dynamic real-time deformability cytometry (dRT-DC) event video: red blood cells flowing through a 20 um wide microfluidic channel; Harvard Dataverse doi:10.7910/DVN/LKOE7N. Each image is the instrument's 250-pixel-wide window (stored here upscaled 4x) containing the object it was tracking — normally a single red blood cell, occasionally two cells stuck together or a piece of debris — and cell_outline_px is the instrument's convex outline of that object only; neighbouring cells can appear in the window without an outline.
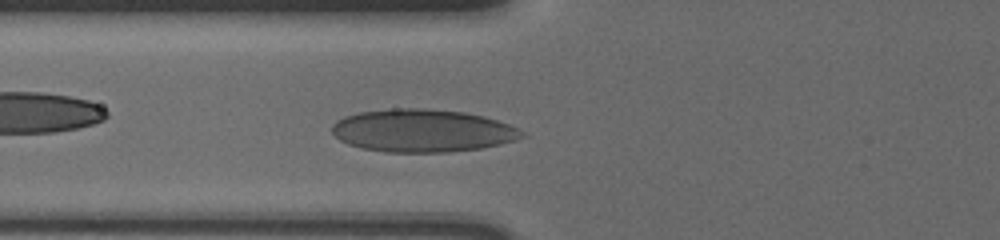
{"species": "human", "species_latin": "Homo sapiens", "temperature_condition": "cold", "stored_images_in_passage": 41, "camera_frame_rate_fps": 3000, "um_per_image_px": 0.085, "donor": {"sex": "male"}, "frame": {"image": 1, "passage_image": 10, "time_ms": 3.0, "image_size_px": [1000, 240], "cell_outline_px": [[528, 136], [516, 140], [500, 144], [480, 148], [448, 152], [388, 152], [360, 148], [348, 144], [340, 140], [332, 132], [332, 124], [336, 120], [344, 116], [360, 112], [392, 108], [416, 108], [464, 112], [484, 116], [520, 128]], "centroid_in_image_um": [35.92, 11.11], "position_along_channel_um": 89.9, "area_um2": 47.45}}
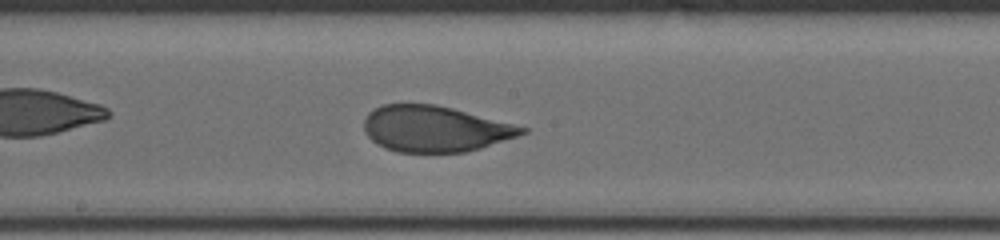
{"frame": {"image": 2, "passage_image": 20, "time_ms": 6.333, "image_size_px": [1000, 240], "cell_outline_px": [[528, 132], [480, 148], [464, 152], [396, 152], [384, 148], [372, 140], [368, 136], [364, 128], [364, 120], [368, 112], [372, 108], [384, 104], [436, 104], [452, 108], [528, 128]], "centroid_in_image_um": [36.92, 10.94], "position_along_channel_um": 211.3, "area_um2": 42.02}}
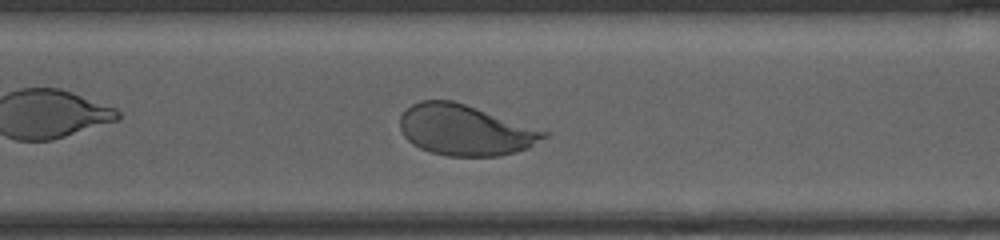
{"frame": {"image": 3, "passage_image": 30, "time_ms": 9.667, "image_size_px": [1000, 240], "cell_outline_px": [[552, 132], [548, 136], [528, 148], [516, 152], [500, 156], [448, 156], [428, 152], [412, 144], [404, 136], [400, 128], [400, 116], [412, 104], [420, 100], [452, 100]], "centroid_in_image_um": [39.56, 11.06], "position_along_channel_um": 331.0, "area_um2": 42.71}, "authors_computed_cell_mechanics": {"area_um2": 43.1188, "velocity_mm_per_s": 3.615, "shape_relaxation_time_tau1_ms": 4.1092, "shape_relaxation_time_tau2_ms": null, "deformation_change_tau1": 0.1478, "deformation_change_tau2": null}}